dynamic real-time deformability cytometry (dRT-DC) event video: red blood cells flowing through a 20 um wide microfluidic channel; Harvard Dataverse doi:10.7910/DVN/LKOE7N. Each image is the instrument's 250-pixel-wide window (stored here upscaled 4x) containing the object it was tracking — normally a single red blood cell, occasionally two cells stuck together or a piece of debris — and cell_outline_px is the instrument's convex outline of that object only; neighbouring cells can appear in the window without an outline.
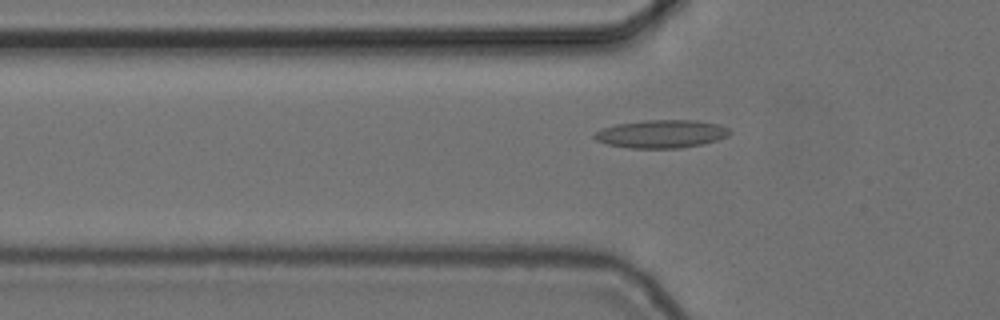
{"species": "common noctule bat (a hibernating species)", "species_latin": "Nyctalus noctula", "temperature_condition": "cold", "stored_images_in_passage": 39, "camera_frame_rate_fps": 3000, "um_per_image_px": 0.085, "animal": {"sex": "female", "body_mass_g": 24.6, "forearm_length_mm": 56.2}, "frame": {"image": 1, "passage_image": 2, "time_ms": 0.333, "image_size_px": [1000, 320], "cell_outline_px": [[732, 132], [728, 136], [704, 144], [680, 148], [628, 148], [608, 144], [596, 140], [592, 136], [600, 128], [616, 124], [644, 120], [696, 120], [720, 124], [728, 128]], "centroid_in_image_um": [56.23, 11.38], "position_along_channel_um": 69.6, "area_um2": 22.31}}
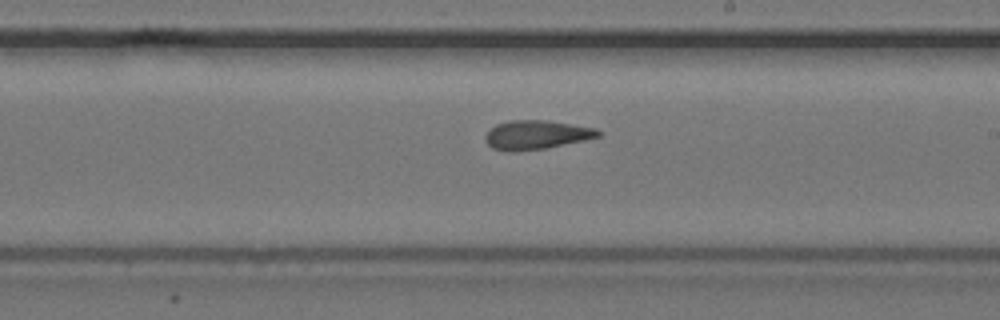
{"frame": {"image": 2, "passage_image": 16, "time_ms": 5.0, "image_size_px": [1000, 320], "cell_outline_px": [[600, 136], [584, 140], [544, 148], [516, 152], [508, 152], [492, 148], [484, 140], [484, 136], [496, 124], [508, 120], [544, 120], [596, 128], [600, 132]], "centroid_in_image_um": [45.53, 11.46], "position_along_channel_um": 243.5, "area_um2": 18.96}}
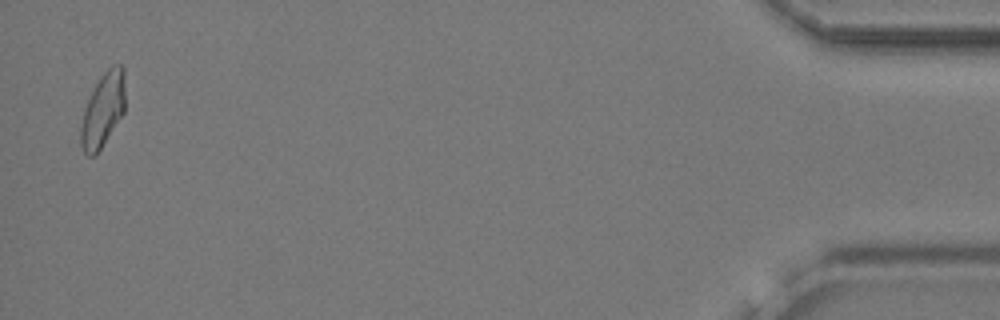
{"frame": {"image": 3, "passage_image": 38, "time_ms": 12.333, "image_size_px": [1000, 320], "cell_outline_px": [[124, 112], [96, 156], [88, 156], [84, 152], [80, 144], [80, 128], [84, 108], [96, 84], [104, 72], [112, 64], [120, 64], [124, 68]], "centroid_in_image_um": [8.74, 9.36], "position_along_channel_um": 426.5, "area_um2": 19.07}, "authors_computed_cell_mechanics": {"area_um2": 18.9584, "velocity_mm_per_s": 3.7066, "shape_relaxation_time_tau1_ms": null, "shape_relaxation_time_tau2_ms": 3.3682, "deformation_change_tau1": null, "deformation_change_tau2": 0.1195}}